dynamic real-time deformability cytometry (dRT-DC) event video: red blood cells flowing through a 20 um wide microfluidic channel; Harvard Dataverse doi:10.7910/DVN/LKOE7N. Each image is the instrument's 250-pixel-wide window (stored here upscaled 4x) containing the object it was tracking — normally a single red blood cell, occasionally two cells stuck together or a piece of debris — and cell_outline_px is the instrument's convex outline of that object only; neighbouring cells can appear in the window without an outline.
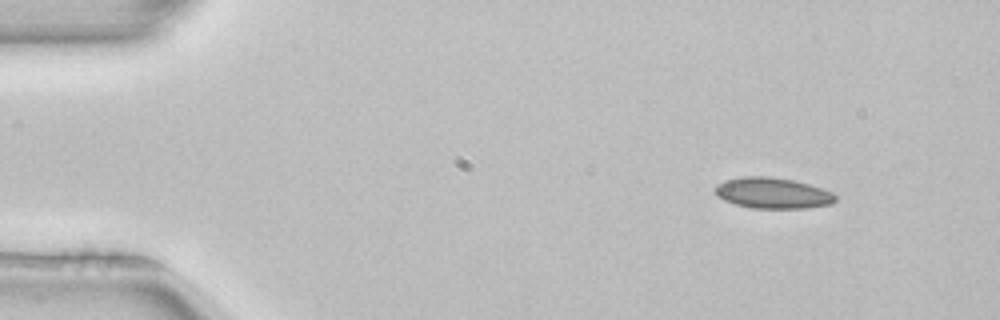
{"species": "common noctule bat (a hibernating species)", "species_latin": "Nyctalus noctula", "temperature_condition": "room temperature", "stored_images_in_passage": 46, "camera_frame_rate_fps": 3000, "um_per_image_px": 0.085, "animal": {"sex": "female", "body_mass_g": 22.7, "forearm_length_mm": 54.2}, "frame": {"image": 1, "passage_image": 1, "time_ms": 0.0, "image_size_px": [1000, 320], "cell_outline_px": [[836, 200], [832, 204], [808, 208], [752, 208], [736, 204], [724, 200], [716, 192], [716, 184], [740, 176], [768, 176], [792, 180], [808, 184], [832, 192], [836, 196]], "centroid_in_image_um": [65.71, 16.41], "position_along_channel_um": 19.3, "area_um2": 21.44}}
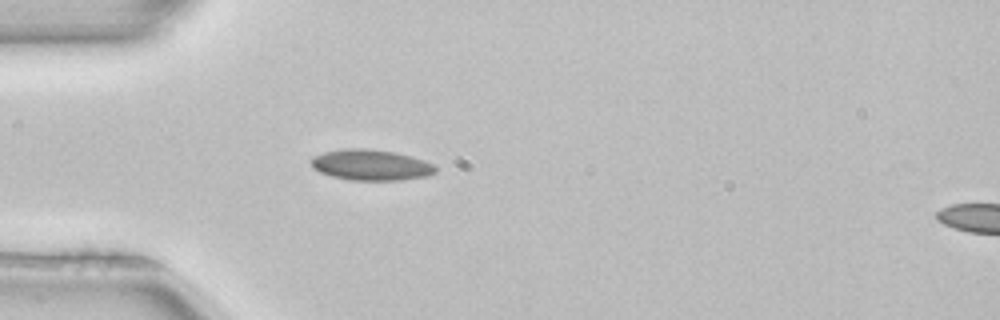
{"frame": {"image": 2, "passage_image": 10, "time_ms": 3.0, "image_size_px": [1000, 320], "cell_outline_px": [[436, 172], [428, 176], [400, 180], [348, 180], [332, 176], [320, 172], [312, 168], [308, 160], [312, 156], [324, 152], [344, 148], [364, 148], [396, 152], [412, 156], [436, 164]], "centroid_in_image_um": [31.52, 14.01], "position_along_channel_um": 53.5, "area_um2": 22.72}}
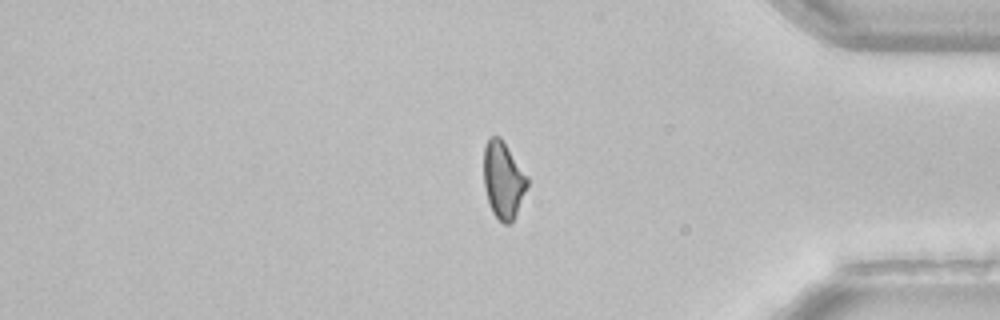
{"frame": {"image": 3, "passage_image": 38, "time_ms": 12.333, "image_size_px": [1000, 320], "cell_outline_px": [[528, 188], [512, 220], [508, 224], [504, 224], [492, 212], [484, 188], [484, 144], [488, 136], [500, 136], [528, 176]], "centroid_in_image_um": [42.77, 15.25], "position_along_channel_um": 392.4, "area_um2": 19.54}}